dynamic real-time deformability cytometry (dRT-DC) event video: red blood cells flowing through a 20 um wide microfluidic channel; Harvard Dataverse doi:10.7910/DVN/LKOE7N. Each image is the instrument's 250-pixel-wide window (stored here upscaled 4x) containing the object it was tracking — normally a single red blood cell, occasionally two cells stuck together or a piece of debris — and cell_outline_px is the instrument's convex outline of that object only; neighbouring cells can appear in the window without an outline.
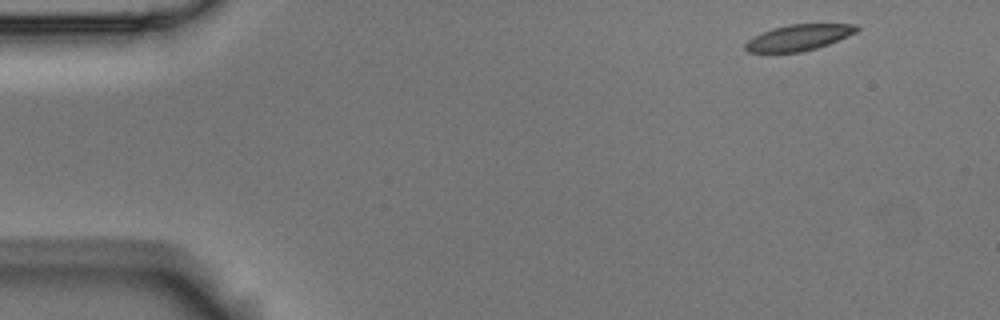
{"species": "Egyptian fruit bat (a non-hibernating species)", "species_latin": "Rousettus aegyptiacus", "temperature_condition": "room temperature", "stored_images_in_passage": 4, "camera_frame_rate_fps": 3000, "um_per_image_px": 0.085, "animal": {"sex": "male"}, "frame": {"image": 1, "passage_image": 1, "time_ms": 0.0, "image_size_px": [1000, 320], "cell_outline_px": [[860, 28], [856, 32], [848, 36], [828, 44], [816, 48], [800, 52], [748, 52], [744, 48], [744, 44], [748, 40], [772, 28], [788, 24], [856, 24]], "centroid_in_image_um": [67.9, 3.18], "position_along_channel_um": 17.1, "area_um2": 16.7}}